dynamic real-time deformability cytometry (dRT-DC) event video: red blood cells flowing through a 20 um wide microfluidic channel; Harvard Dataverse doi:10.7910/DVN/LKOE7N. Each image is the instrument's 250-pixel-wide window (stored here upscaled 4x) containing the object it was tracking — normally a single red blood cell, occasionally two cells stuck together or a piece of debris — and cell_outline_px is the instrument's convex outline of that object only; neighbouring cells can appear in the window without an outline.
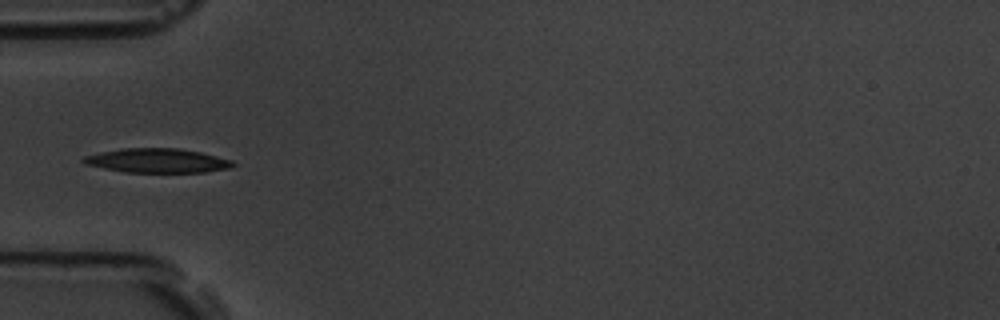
{"species": "common noctule bat (a hibernating species)", "species_latin": "Nyctalus noctula", "temperature_condition": "room temperature", "stored_images_in_passage": 8, "camera_frame_rate_fps": 3000, "um_per_image_px": 0.085, "animal": {"sex": "male", "body_mass_g": 19.5, "forearm_length_mm": 54.6}, "frame": {"image": 1, "passage_image": 6, "time_ms": 6.0, "image_size_px": [1000, 320], "cell_outline_px": [[236, 164], [232, 168], [204, 172], [124, 172], [84, 164], [80, 160], [84, 156], [100, 152], [120, 148], [176, 148], [200, 152], [232, 160]], "centroid_in_image_um": [13.35, 13.65], "position_along_channel_um": 71.6, "area_um2": 21.15}}
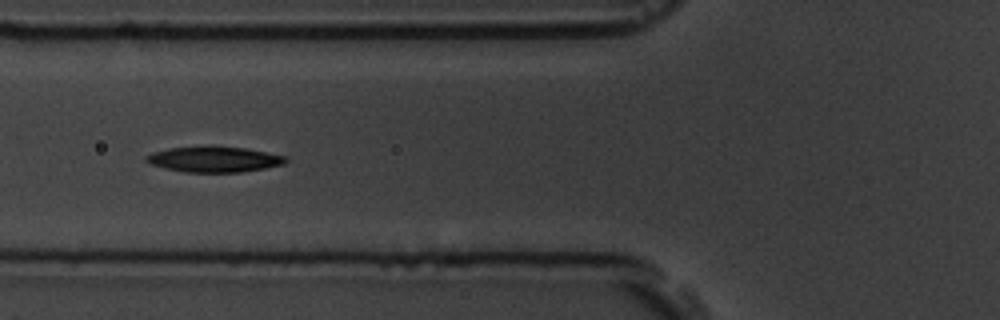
{"frame": {"image": 2, "passage_image": 7, "time_ms": 7.0, "image_size_px": [1000, 320], "cell_outline_px": [[288, 160], [284, 164], [264, 168], [240, 172], [184, 172], [164, 168], [148, 164], [144, 160], [144, 156], [152, 152], [168, 148], [208, 144], [244, 148], [288, 156]], "centroid_in_image_um": [18.14, 13.51], "position_along_channel_um": 107.7, "area_um2": 21.44}}
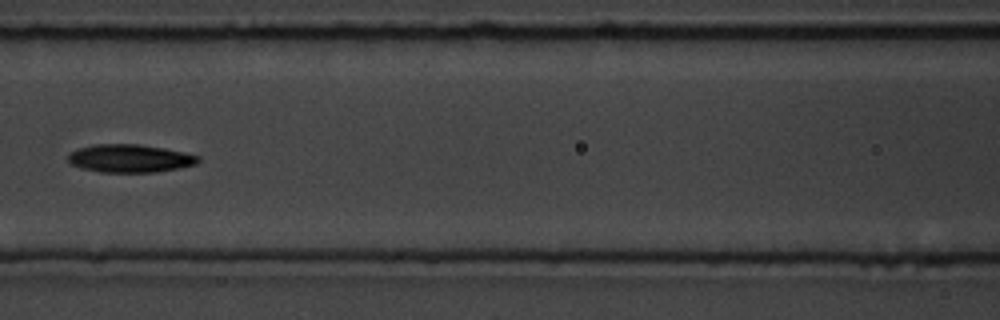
{"frame": {"image": 3, "passage_image": 8, "time_ms": 8.333, "image_size_px": [1000, 320], "cell_outline_px": [[200, 160], [196, 164], [180, 168], [156, 172], [100, 172], [80, 168], [72, 164], [68, 160], [68, 156], [72, 152], [80, 148], [92, 144], [140, 144], [164, 148], [184, 152], [200, 156]], "centroid_in_image_um": [11.07, 13.46], "position_along_channel_um": 155.5, "area_um2": 21.27}}